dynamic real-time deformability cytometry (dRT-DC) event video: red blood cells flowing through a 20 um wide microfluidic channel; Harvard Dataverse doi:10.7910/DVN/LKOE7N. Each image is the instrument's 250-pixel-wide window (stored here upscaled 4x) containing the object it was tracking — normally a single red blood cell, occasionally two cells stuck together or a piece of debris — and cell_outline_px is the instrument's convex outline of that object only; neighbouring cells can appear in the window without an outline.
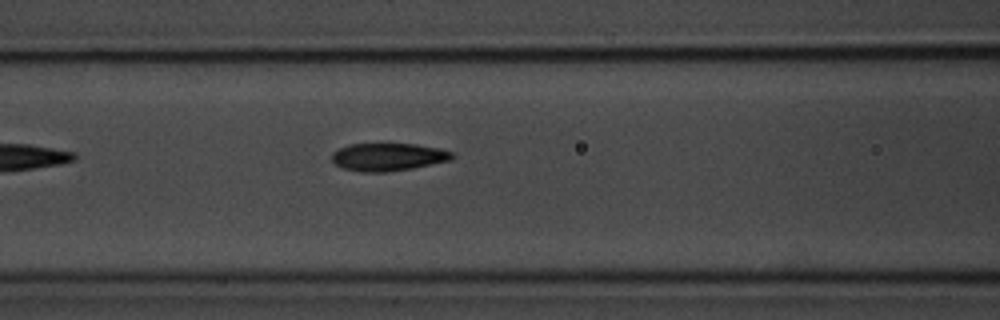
{"species": "common noctule bat (a hibernating species)", "species_latin": "Nyctalus noctula", "temperature_condition": "room temperature", "stored_images_in_passage": 5, "camera_frame_rate_fps": 3000, "um_per_image_px": 0.085, "animal": {"sex": "male", "body_mass_g": 20.1, "forearm_length_mm": 53.5}, "frame": {"image": 1, "passage_image": 5, "time_ms": 4.667, "image_size_px": [1000, 320], "cell_outline_px": [[456, 156], [452, 160], [412, 168], [384, 172], [364, 172], [344, 168], [336, 164], [332, 160], [332, 152], [348, 144], [416, 144], [440, 148], [452, 152]], "centroid_in_image_um": [33.02, 13.33], "position_along_channel_um": 133.6, "area_um2": 19.42}}